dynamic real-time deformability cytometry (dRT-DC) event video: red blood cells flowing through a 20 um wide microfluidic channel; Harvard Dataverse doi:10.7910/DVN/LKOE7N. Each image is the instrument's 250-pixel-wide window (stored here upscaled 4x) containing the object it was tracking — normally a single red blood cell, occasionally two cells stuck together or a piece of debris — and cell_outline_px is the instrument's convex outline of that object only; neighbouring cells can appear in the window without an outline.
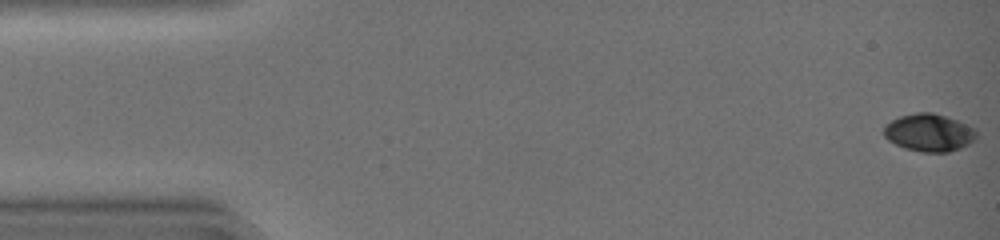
{"species": "common noctule bat (a hibernating species)", "species_latin": "Nyctalus noctula", "temperature_condition": "warm", "stored_images_in_passage": 33, "camera_frame_rate_fps": 3000, "um_per_image_px": 0.085, "animal": {"sex": "female", "body_mass_g": 19.0, "forearm_length_mm": 51.5}, "frame": {"image": 1, "passage_image": 1, "time_ms": 0.0, "image_size_px": [1000, 240], "cell_outline_px": [[976, 140], [960, 148], [948, 152], [920, 152], [904, 148], [888, 140], [884, 136], [884, 124], [900, 116], [916, 112], [932, 112], [968, 124], [976, 128]], "centroid_in_image_um": [78.97, 11.27], "position_along_channel_um": 6.0, "area_um2": 20.4}}
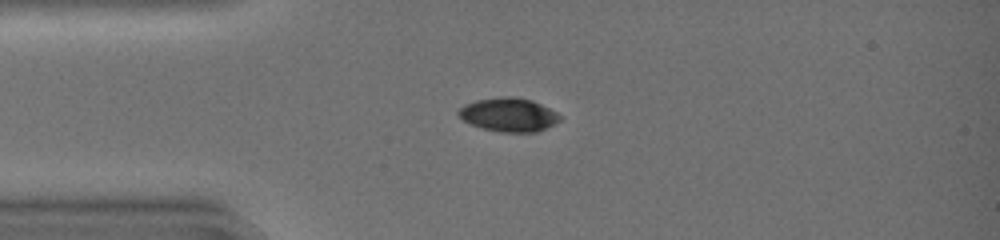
{"frame": {"image": 2, "passage_image": 12, "time_ms": 3.667, "image_size_px": [1000, 240], "cell_outline_px": [[560, 120], [536, 132], [500, 132], [484, 128], [472, 124], [464, 120], [456, 112], [464, 104], [476, 100], [500, 96], [516, 96], [532, 100], [556, 112], [560, 116]], "centroid_in_image_um": [43.21, 9.73], "position_along_channel_um": 41.8, "area_um2": 19.71}}
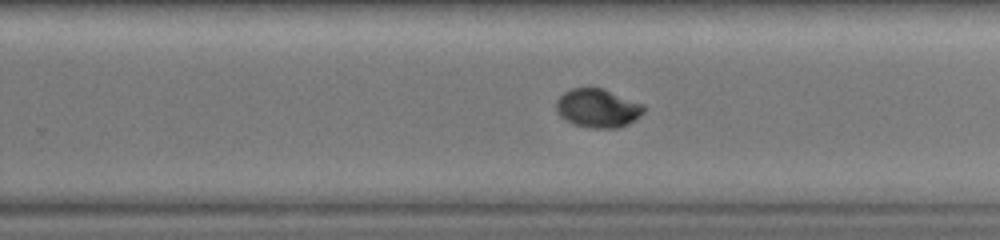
{"frame": {"image": 3, "passage_image": 30, "time_ms": 9.667, "image_size_px": [1000, 240], "cell_outline_px": [[644, 112], [640, 116], [628, 124], [616, 128], [592, 128], [572, 124], [564, 120], [556, 112], [556, 100], [564, 92], [572, 88], [604, 88], [644, 104]], "centroid_in_image_um": [50.79, 9.19], "position_along_channel_um": 279.0, "area_um2": 19.94}}